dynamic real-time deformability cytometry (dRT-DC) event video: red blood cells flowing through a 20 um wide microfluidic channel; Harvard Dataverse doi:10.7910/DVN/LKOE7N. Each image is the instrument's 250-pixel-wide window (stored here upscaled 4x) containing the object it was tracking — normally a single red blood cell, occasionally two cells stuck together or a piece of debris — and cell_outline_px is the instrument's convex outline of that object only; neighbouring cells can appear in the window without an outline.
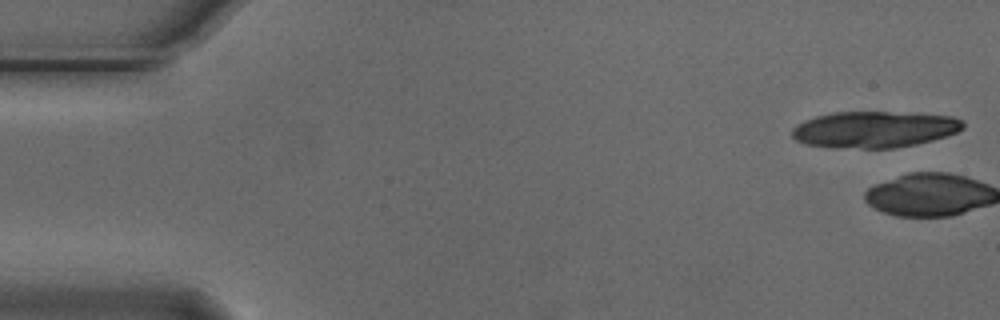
{"species": "Egyptian fruit bat (a non-hibernating species)", "species_latin": "Rousettus aegyptiacus", "temperature_condition": "cold", "stored_images_in_passage": 5, "camera_frame_rate_fps": 3000, "um_per_image_px": 0.085, "animal": {"sex": "male"}, "frame": {"image": 1, "passage_image": 1, "time_ms": 0.0, "image_size_px": [1000, 320], "cell_outline_px": [[964, 128], [956, 132], [932, 140], [916, 144], [892, 148], [836, 148], [808, 144], [796, 140], [792, 136], [792, 128], [796, 124], [804, 120], [816, 116], [832, 112], [888, 112], [952, 116], [964, 120]], "centroid_in_image_um": [74.3, 11.0], "position_along_channel_um": 10.7, "area_um2": 36.18}}